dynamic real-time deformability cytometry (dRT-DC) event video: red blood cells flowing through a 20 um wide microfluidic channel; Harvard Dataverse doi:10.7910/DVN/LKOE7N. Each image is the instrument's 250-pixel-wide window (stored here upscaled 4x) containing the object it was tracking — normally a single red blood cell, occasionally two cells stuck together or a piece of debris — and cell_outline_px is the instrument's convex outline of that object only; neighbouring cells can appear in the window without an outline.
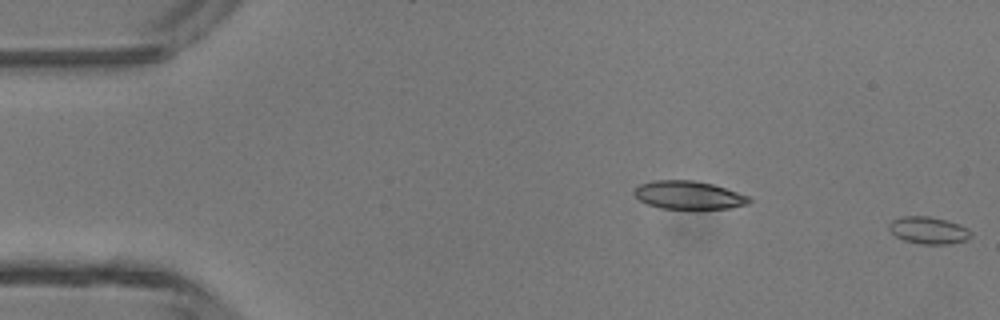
{"species": "common noctule bat (a hibernating species)", "species_latin": "Nyctalus noctula", "temperature_condition": "room temperature", "stored_images_in_passage": 8, "segment_of_instrument_passage": [2, 2], "camera_frame_rate_fps": 3000, "um_per_image_px": 0.085, "animal": {"sex": "male", "body_mass_g": 13.3}, "frame": {"image": 1, "passage_image": 8, "time_ms": 2.333, "image_size_px": [1000, 320], "cell_outline_px": [[972, 236], [964, 240], [948, 244], [920, 244], [904, 240], [896, 236], [888, 228], [888, 224], [892, 220], [900, 216], [928, 216], [960, 224], [968, 228], [972, 232]], "centroid_in_image_um": [78.91, 19.57], "position_along_channel_um": 6.1, "area_um2": 12.95}}